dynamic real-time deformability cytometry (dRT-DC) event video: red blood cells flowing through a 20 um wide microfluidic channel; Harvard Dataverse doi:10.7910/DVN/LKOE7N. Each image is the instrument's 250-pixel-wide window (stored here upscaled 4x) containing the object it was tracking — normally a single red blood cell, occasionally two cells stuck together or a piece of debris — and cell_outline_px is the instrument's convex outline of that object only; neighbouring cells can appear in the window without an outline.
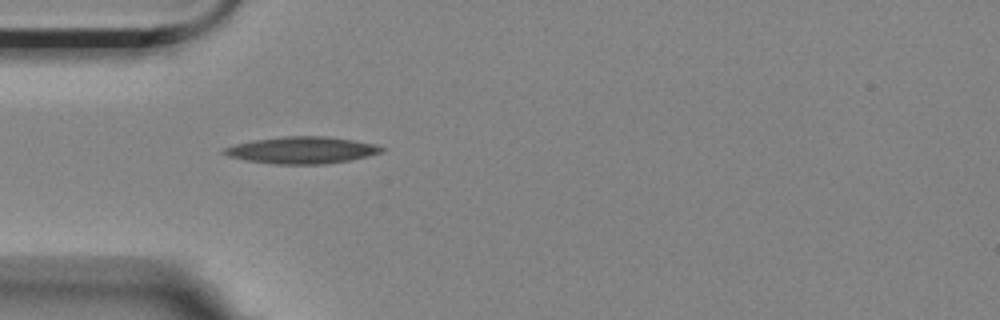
{"species": "Egyptian fruit bat (a non-hibernating species)", "species_latin": "Rousettus aegyptiacus", "temperature_condition": "room temperature", "stored_images_in_passage": 1, "camera_frame_rate_fps": 3000, "um_per_image_px": 0.085, "animal": {"sex": "female"}, "frame": {"image": 1, "passage_image": 1, "time_ms": 0.0, "image_size_px": [1000, 320], "cell_outline_px": [[384, 152], [348, 160], [324, 164], [276, 164], [248, 160], [228, 156], [220, 152], [224, 148], [236, 144], [252, 140], [284, 136], [324, 136], [352, 140], [376, 144], [384, 148]], "centroid_in_image_um": [25.65, 12.75], "position_along_channel_um": 59.4, "area_um2": 24.45}}